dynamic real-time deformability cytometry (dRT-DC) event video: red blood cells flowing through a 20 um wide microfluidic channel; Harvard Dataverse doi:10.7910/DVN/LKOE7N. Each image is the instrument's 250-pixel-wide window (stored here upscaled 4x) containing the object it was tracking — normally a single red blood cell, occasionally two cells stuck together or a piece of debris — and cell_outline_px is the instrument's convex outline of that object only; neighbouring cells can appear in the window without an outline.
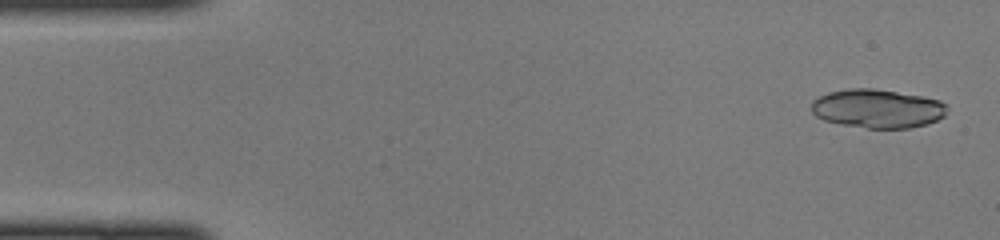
{"species": "common noctule bat (a hibernating species)", "species_latin": "Nyctalus noctula", "temperature_condition": "cold", "stored_images_in_passage": 46, "camera_frame_rate_fps": 3000, "um_per_image_px": 0.085, "animal": {"sex": "female", "body_mass_g": 22.0, "forearm_length_mm": 56.7}, "frame": {"image": 1, "passage_image": 2, "time_ms": 0.333, "image_size_px": [1000, 240], "cell_outline_px": [[948, 108], [944, 116], [928, 124], [908, 128], [868, 128], [840, 124], [824, 120], [816, 116], [812, 112], [812, 100], [828, 92], [848, 88], [872, 88], [924, 96], [940, 100], [948, 104]], "centroid_in_image_um": [74.61, 9.22], "position_along_channel_um": 10.4, "area_um2": 30.87}}
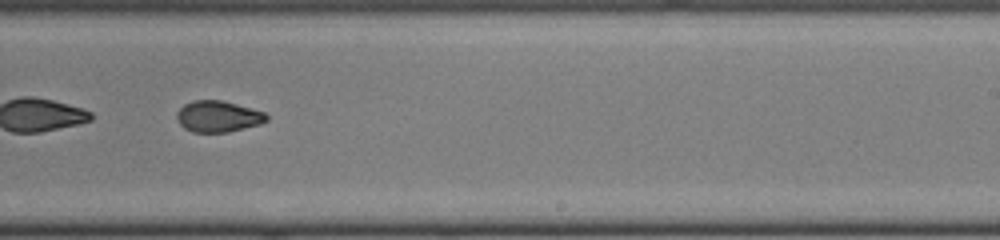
{"frame": {"image": 2, "passage_image": 29, "time_ms": 9.333, "image_size_px": [1000, 240], "cell_outline_px": [[268, 120], [260, 124], [228, 132], [192, 132], [184, 128], [176, 120], [176, 112], [184, 104], [192, 100], [220, 100], [252, 108], [264, 112], [268, 116]], "centroid_in_image_um": [18.51, 9.9], "position_along_channel_um": 270.5, "area_um2": 16.42}}
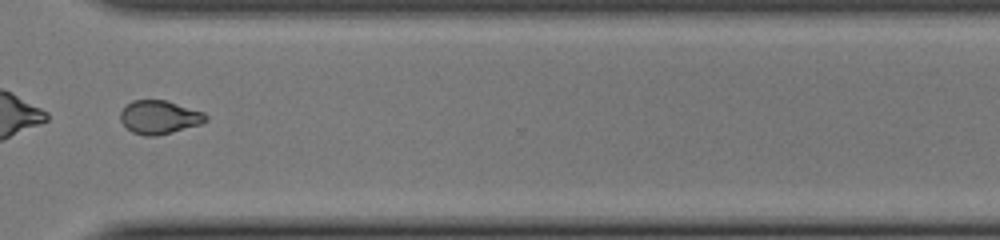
{"frame": {"image": 3, "passage_image": 35, "time_ms": 11.333, "image_size_px": [1000, 240], "cell_outline_px": [[208, 120], [200, 124], [172, 132], [156, 136], [144, 136], [132, 132], [120, 120], [120, 112], [132, 100], [168, 100], [204, 112], [208, 116]], "centroid_in_image_um": [13.57, 9.95], "position_along_channel_um": 357.0, "area_um2": 16.7}}